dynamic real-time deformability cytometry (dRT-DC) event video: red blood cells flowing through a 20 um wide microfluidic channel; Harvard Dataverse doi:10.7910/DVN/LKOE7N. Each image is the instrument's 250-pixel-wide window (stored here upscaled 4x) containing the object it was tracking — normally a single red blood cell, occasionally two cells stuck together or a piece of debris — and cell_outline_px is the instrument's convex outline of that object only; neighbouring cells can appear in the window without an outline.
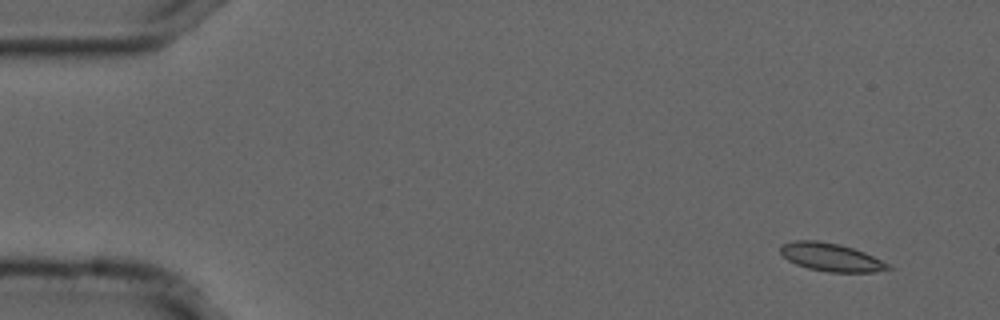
{"species": "common noctule bat (a hibernating species)", "species_latin": "Nyctalus noctula", "temperature_condition": "cold", "stored_images_in_passage": 52, "camera_frame_rate_fps": 3000, "um_per_image_px": 0.085, "animal": {"sex": "male", "forearm_length_mm": 52.5}, "frame": {"image": 1, "passage_image": 1, "time_ms": 0.0, "image_size_px": [1000, 320], "cell_outline_px": [[892, 268], [872, 272], [828, 272], [808, 268], [796, 264], [788, 260], [780, 252], [780, 244], [796, 240], [816, 240], [840, 244], [864, 252], [888, 264]], "centroid_in_image_um": [70.58, 21.85], "position_along_channel_um": 14.4, "area_um2": 17.46}}
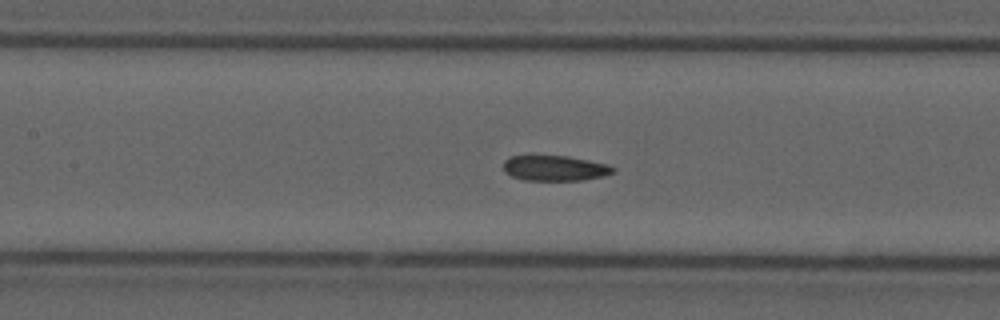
{"frame": {"image": 2, "passage_image": 22, "time_ms": 7.0, "image_size_px": [1000, 320], "cell_outline_px": [[616, 172], [604, 176], [584, 180], [524, 180], [512, 176], [504, 172], [504, 160], [512, 156], [568, 156], [608, 164], [616, 168]], "centroid_in_image_um": [47.21, 14.3], "position_along_channel_um": 160.2, "area_um2": 16.24}}
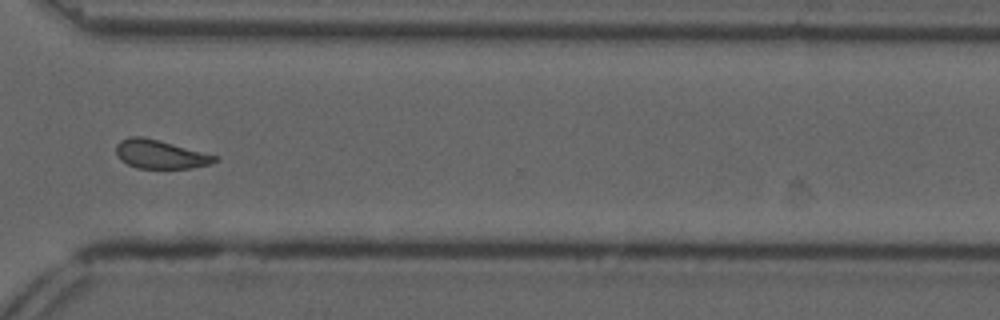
{"frame": {"image": 3, "passage_image": 38, "time_ms": 12.333, "image_size_px": [1000, 320], "cell_outline_px": [[220, 160], [208, 164], [192, 168], [136, 168], [120, 160], [116, 152], [116, 144], [120, 140], [128, 136], [140, 136], [220, 156]], "centroid_in_image_um": [13.62, 13.12], "position_along_channel_um": 357.0, "area_um2": 16.42}, "authors_computed_cell_mechanics": {"area_um2": 17.1377, "velocity_mm_per_s": 3.6942, "shape_relaxation_time_tau1_ms": null, "shape_relaxation_time_tau2_ms": 3.1475, "deformation_change_tau1": null, "deformation_change_tau2": 0.1087}}